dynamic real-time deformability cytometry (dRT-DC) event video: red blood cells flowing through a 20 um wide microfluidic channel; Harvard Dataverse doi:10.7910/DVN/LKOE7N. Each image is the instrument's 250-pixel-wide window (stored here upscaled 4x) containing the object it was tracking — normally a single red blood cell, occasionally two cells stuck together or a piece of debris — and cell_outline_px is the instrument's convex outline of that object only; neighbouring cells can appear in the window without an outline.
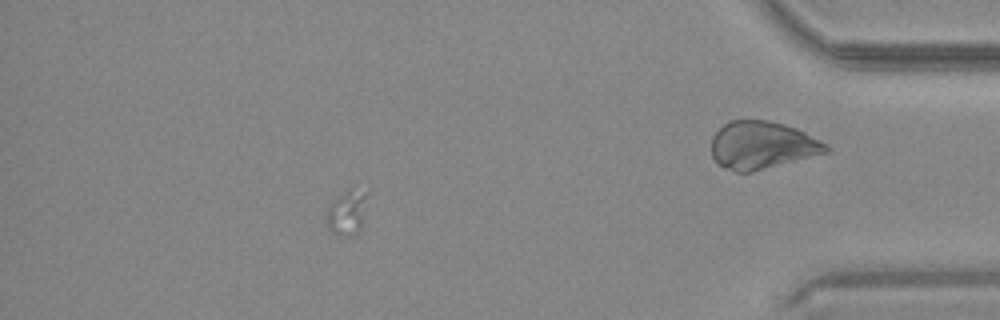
{"species": "common noctule bat (a hibernating species)", "species_latin": "Nyctalus noctula", "temperature_condition": "warm", "stored_images_in_passage": 45, "camera_frame_rate_fps": 3000, "um_per_image_px": 0.085, "animal": {"sex": "male", "body_mass_g": 20.4}, "frame": {"image": 1, "passage_image": 39, "time_ms": 12.667, "image_size_px": [1000, 320], "cell_outline_px": [[368, 192], [360, 228], [356, 232], [348, 236], [340, 236], [332, 232], [328, 228], [328, 204], [344, 188]], "centroid_in_image_um": [29.47, 18.01], "position_along_channel_um": 405.7, "area_um2": 10.52}}